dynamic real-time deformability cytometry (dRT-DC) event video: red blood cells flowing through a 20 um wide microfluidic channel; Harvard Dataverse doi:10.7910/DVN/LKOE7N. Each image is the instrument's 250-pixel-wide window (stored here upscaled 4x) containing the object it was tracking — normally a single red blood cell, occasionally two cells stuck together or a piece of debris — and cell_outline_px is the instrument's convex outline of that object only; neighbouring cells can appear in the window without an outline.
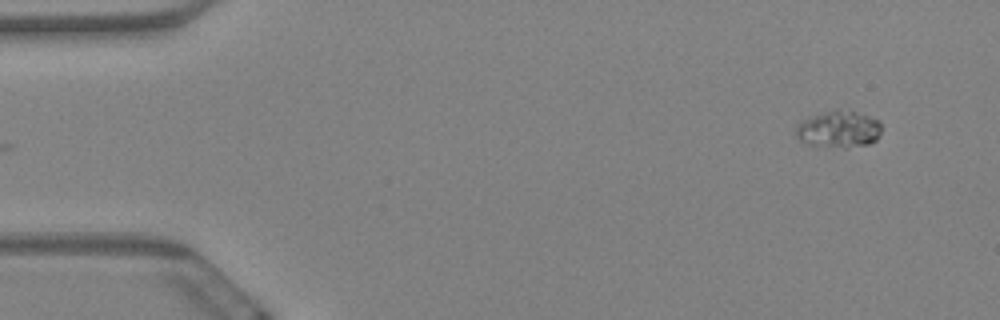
{"species": "Egyptian fruit bat (a non-hibernating species)", "species_latin": "Rousettus aegyptiacus", "temperature_condition": "warm", "stored_images_in_passage": 10, "camera_frame_rate_fps": 3000, "um_per_image_px": 0.085, "animal": {"sex": "female"}, "frame": {"image": 1, "passage_image": 1, "time_ms": 0.0, "image_size_px": [1000, 320], "cell_outline_px": [[880, 132], [876, 140], [868, 144], [848, 148], [844, 148], [812, 144], [800, 140], [796, 136], [796, 124], [812, 116], [836, 108], [868, 116], [880, 120]], "centroid_in_image_um": [71.3, 10.98], "position_along_channel_um": 13.7, "area_um2": 18.15}}